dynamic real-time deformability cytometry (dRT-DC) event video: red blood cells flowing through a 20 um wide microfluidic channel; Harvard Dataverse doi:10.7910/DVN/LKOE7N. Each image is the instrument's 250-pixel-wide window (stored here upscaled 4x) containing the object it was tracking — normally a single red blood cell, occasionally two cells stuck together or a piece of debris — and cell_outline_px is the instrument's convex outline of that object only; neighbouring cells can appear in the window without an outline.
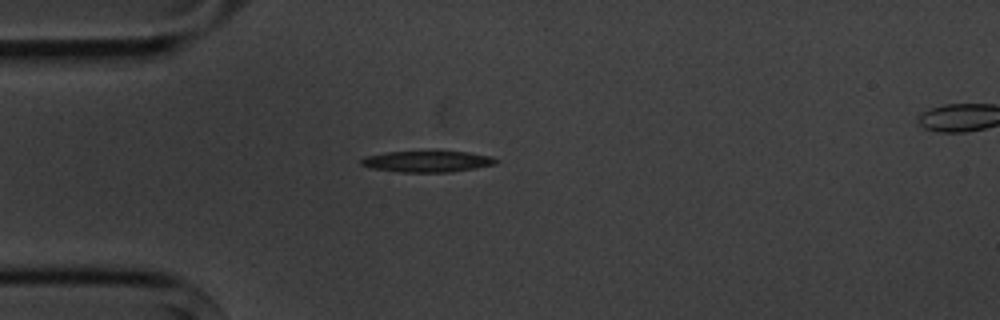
{"species": "common noctule bat (a hibernating species)", "species_latin": "Nyctalus noctula", "temperature_condition": "cold", "stored_images_in_passage": 2, "camera_frame_rate_fps": 3000, "um_per_image_px": 0.085, "animal": {"sex": "male", "body_mass_g": 20.1, "forearm_length_mm": 53.5}, "frame": {"image": 1, "passage_image": 1, "time_ms": 0.0, "image_size_px": [1000, 320], "cell_outline_px": [[500, 160], [496, 164], [476, 168], [452, 172], [400, 172], [372, 168], [360, 164], [360, 160], [364, 156], [384, 152], [468, 152], [492, 156]], "centroid_in_image_um": [36.34, 13.73], "position_along_channel_um": 48.7, "area_um2": 16.65}}